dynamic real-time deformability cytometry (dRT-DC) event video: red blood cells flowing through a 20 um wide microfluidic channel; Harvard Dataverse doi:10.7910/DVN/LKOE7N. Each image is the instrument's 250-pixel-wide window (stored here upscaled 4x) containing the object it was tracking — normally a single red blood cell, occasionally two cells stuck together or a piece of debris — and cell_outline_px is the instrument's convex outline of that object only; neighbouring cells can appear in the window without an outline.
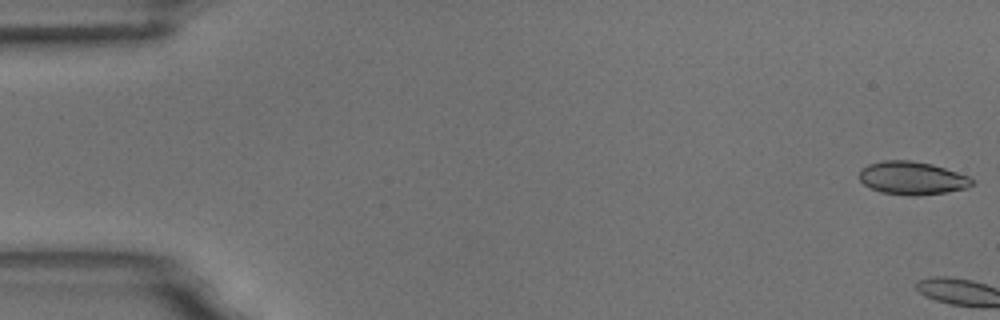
{"species": "common noctule bat (a hibernating species)", "species_latin": "Nyctalus noctula", "temperature_condition": "room temperature", "stored_images_in_passage": 4, "camera_frame_rate_fps": 3000, "um_per_image_px": 0.085, "animal": {"sex": "male", "body_mass_g": 18.8}, "frame": {"image": 1, "passage_image": 1, "time_ms": 0.0, "image_size_px": [1000, 320], "cell_outline_px": [[972, 184], [968, 188], [944, 192], [916, 196], [908, 196], [880, 192], [864, 184], [860, 180], [860, 168], [868, 164], [884, 160], [912, 160], [932, 164], [968, 176], [972, 180]], "centroid_in_image_um": [77.5, 15.13], "position_along_channel_um": 7.5, "area_um2": 21.68}}